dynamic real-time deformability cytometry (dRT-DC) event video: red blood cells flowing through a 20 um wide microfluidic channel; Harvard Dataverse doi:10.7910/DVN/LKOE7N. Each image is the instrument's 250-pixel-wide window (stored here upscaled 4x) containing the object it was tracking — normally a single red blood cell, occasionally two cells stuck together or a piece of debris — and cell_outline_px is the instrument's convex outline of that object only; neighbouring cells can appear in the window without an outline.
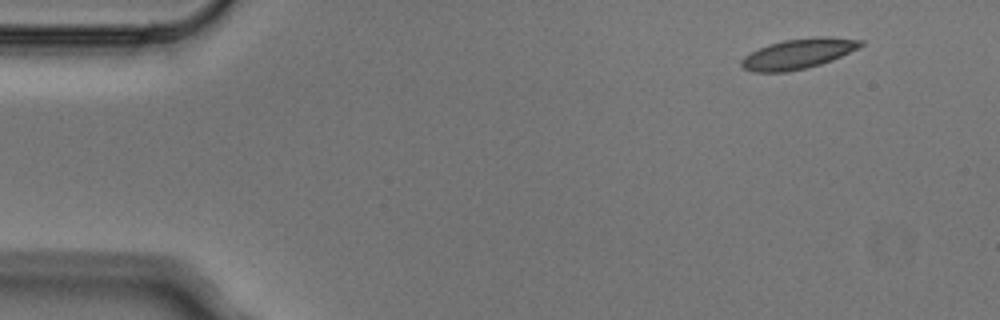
{"species": "Egyptian fruit bat (a non-hibernating species)", "species_latin": "Rousettus aegyptiacus", "temperature_condition": "cold", "stored_images_in_passage": 3, "camera_frame_rate_fps": 3000, "um_per_image_px": 0.085, "animal": {"sex": "male"}, "frame": {"image": 1, "passage_image": 1, "time_ms": 0.0, "image_size_px": [1000, 320], "cell_outline_px": [[864, 44], [832, 60], [820, 64], [788, 72], [752, 72], [744, 68], [740, 64], [740, 60], [744, 56], [768, 44], [784, 40], [812, 36], [828, 36], [864, 40]], "centroid_in_image_um": [67.83, 4.55], "position_along_channel_um": 17.2, "area_um2": 20.87}}
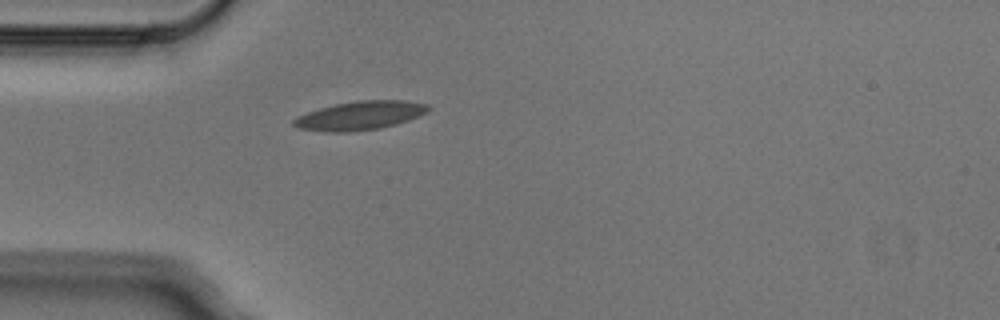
{"frame": {"image": 2, "passage_image": 3, "time_ms": 0.667, "image_size_px": [1000, 320], "cell_outline_px": [[432, 108], [428, 112], [408, 120], [396, 124], [380, 128], [348, 132], [328, 132], [296, 128], [292, 124], [292, 120], [308, 112], [320, 108], [336, 104], [356, 100], [404, 100], [428, 104]], "centroid_in_image_um": [30.62, 9.82], "position_along_channel_um": 54.4, "area_um2": 22.54}}